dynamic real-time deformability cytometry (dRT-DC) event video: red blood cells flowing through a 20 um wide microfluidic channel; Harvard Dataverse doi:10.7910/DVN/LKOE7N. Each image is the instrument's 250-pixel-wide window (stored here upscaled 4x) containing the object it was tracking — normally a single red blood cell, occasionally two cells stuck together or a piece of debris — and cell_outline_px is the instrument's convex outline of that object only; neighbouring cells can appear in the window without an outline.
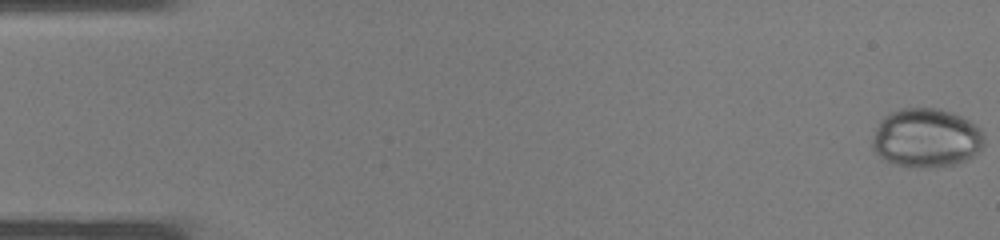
{"species": "common noctule bat (a hibernating species)", "species_latin": "Nyctalus noctula", "temperature_condition": "warm", "stored_images_in_passage": 38, "camera_frame_rate_fps": 3000, "um_per_image_px": 0.085, "animal": {"sex": "male", "body_mass_g": 19.0, "forearm_length_mm": 50.8}, "frame": {"image": 1, "passage_image": 1, "time_ms": 0.0, "image_size_px": [1000, 240], "cell_outline_px": [[984, 144], [972, 156], [964, 160], [952, 164], [924, 168], [896, 164], [880, 156], [872, 148], [872, 140], [876, 128], [880, 120], [888, 112], [900, 108], [940, 108], [952, 112], [968, 120], [980, 128], [984, 140]], "centroid_in_image_um": [78.71, 11.69], "position_along_channel_um": 6.3, "area_um2": 38.15}}
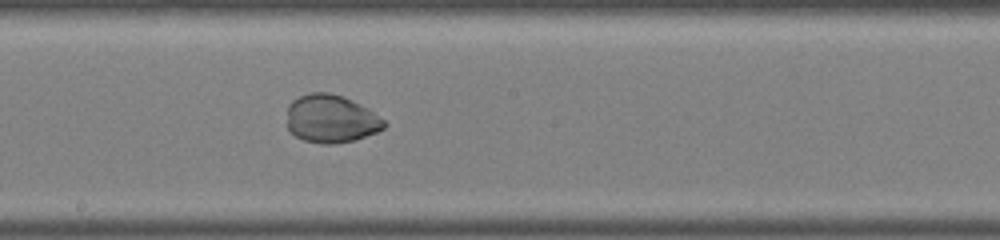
{"frame": {"image": 2, "passage_image": 21, "time_ms": 6.667, "image_size_px": [1000, 240], "cell_outline_px": [[388, 124], [384, 128], [376, 132], [356, 140], [332, 144], [320, 144], [304, 140], [296, 136], [288, 128], [288, 104], [292, 100], [308, 92], [328, 92], [344, 96], [368, 108], [384, 120]], "centroid_in_image_um": [28.15, 10.09], "position_along_channel_um": 220.1, "area_um2": 27.34}}
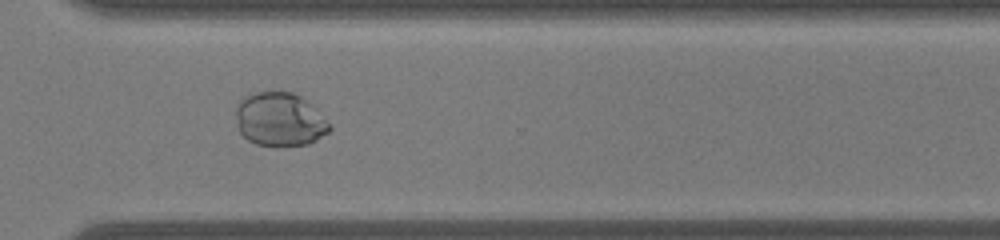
{"frame": {"image": 3, "passage_image": 28, "time_ms": 9.0, "image_size_px": [1000, 240], "cell_outline_px": [[332, 128], [328, 132], [316, 140], [308, 144], [280, 148], [276, 148], [256, 144], [248, 140], [240, 132], [236, 116], [236, 108], [240, 100], [244, 96], [256, 92], [292, 92], [300, 96], [312, 104]], "centroid_in_image_um": [23.77, 10.18], "position_along_channel_um": 346.8, "area_um2": 29.54}}